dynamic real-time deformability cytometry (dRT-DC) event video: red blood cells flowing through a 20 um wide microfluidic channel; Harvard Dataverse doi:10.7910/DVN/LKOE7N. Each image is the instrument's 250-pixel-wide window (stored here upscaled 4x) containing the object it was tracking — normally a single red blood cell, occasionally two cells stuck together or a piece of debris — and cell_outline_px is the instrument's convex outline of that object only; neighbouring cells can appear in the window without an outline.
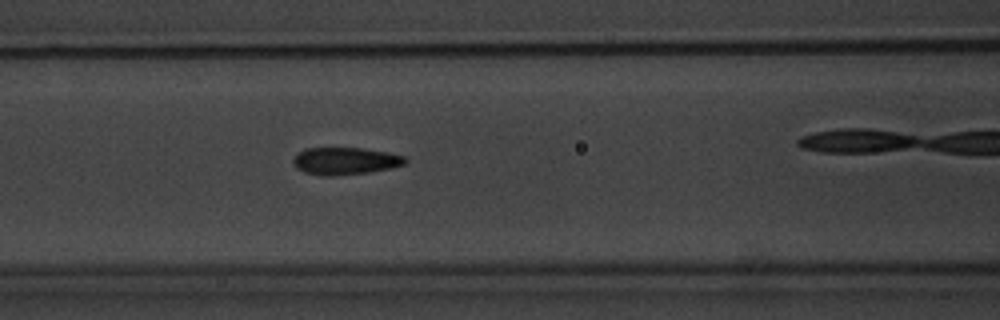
{"species": "common noctule bat (a hibernating species)", "species_latin": "Nyctalus noctula", "temperature_condition": "warm", "stored_images_in_passage": 7, "camera_frame_rate_fps": 3000, "um_per_image_px": 0.085, "animal": {"sex": "male", "body_mass_g": 20.1, "forearm_length_mm": 53.5}, "frame": {"image": 1, "passage_image": 6, "time_ms": 5.667, "image_size_px": [1000, 320], "cell_outline_px": [[408, 160], [404, 164], [392, 168], [368, 172], [332, 176], [324, 176], [304, 172], [296, 168], [292, 164], [292, 160], [296, 152], [304, 148], [364, 148], [388, 152], [404, 156]], "centroid_in_image_um": [29.3, 13.67], "position_along_channel_um": 137.3, "area_um2": 18.03}}